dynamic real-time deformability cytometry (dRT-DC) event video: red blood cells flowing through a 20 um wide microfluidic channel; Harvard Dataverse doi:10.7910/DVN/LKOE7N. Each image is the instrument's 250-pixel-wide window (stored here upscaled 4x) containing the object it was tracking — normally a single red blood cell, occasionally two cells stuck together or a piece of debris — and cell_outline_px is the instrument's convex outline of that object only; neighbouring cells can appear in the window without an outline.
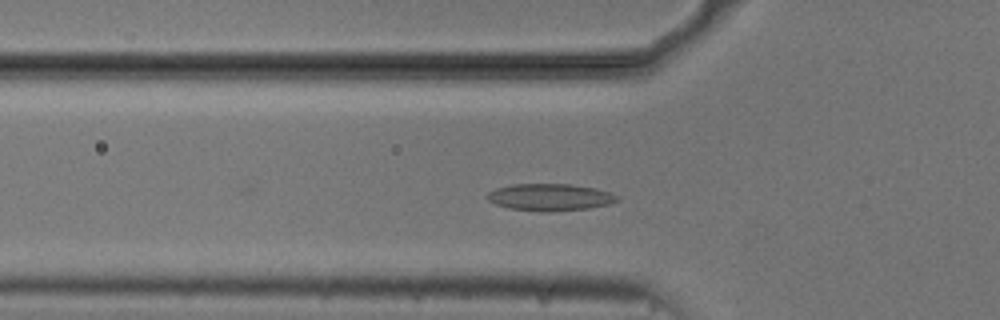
{"species": "common noctule bat (a hibernating species)", "species_latin": "Nyctalus noctula", "temperature_condition": "cold", "stored_images_in_passage": 46, "camera_frame_rate_fps": 3000, "um_per_image_px": 0.085, "animal": {"sex": "male", "body_mass_g": 20.5, "forearm_length_mm": 52.5}, "frame": {"image": 1, "passage_image": 14, "time_ms": 4.333, "image_size_px": [1000, 320], "cell_outline_px": [[620, 200], [608, 204], [588, 208], [552, 212], [540, 212], [508, 208], [496, 204], [488, 200], [484, 196], [488, 192], [496, 188], [512, 184], [572, 184], [596, 188], [620, 196]], "centroid_in_image_um": [46.73, 16.76], "position_along_channel_um": 79.1, "area_um2": 20.69}}
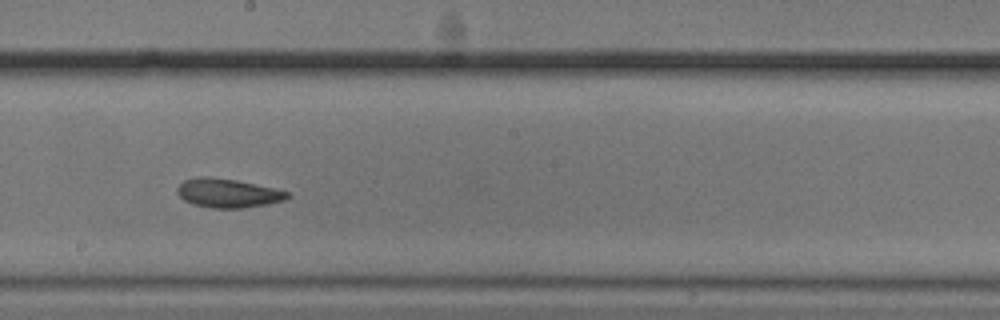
{"frame": {"image": 2, "passage_image": 26, "time_ms": 8.333, "image_size_px": [1000, 320], "cell_outline_px": [[292, 196], [284, 200], [268, 204], [240, 208], [212, 208], [192, 204], [184, 200], [176, 192], [176, 188], [184, 180], [200, 176], [208, 176], [236, 180], [292, 192]], "centroid_in_image_um": [19.38, 16.41], "position_along_channel_um": 228.8, "area_um2": 18.67}}
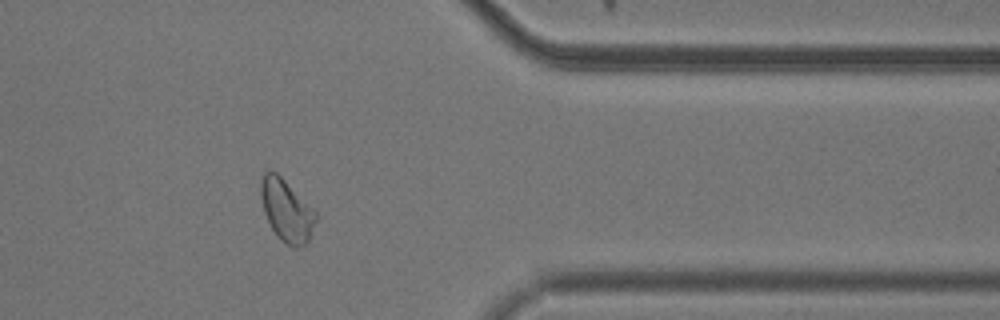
{"frame": {"image": 3, "passage_image": 40, "time_ms": 13.0, "image_size_px": [1000, 320], "cell_outline_px": [[316, 220], [308, 240], [304, 244], [296, 248], [292, 248], [280, 240], [276, 236], [264, 212], [260, 196], [260, 176], [268, 168], [276, 172], [316, 212]], "centroid_in_image_um": [24.31, 17.87], "position_along_channel_um": 387.1, "area_um2": 19.77}, "authors_computed_cell_mechanics": {"area_um2": 19.0451, "velocity_mm_per_s": 3.7194, "shape_relaxation_time_tau1_ms": 4.7244, "shape_relaxation_time_tau2_ms": 1.6853, "deformation_change_tau1": 0.1181, "deformation_change_tau2": 0.078}}